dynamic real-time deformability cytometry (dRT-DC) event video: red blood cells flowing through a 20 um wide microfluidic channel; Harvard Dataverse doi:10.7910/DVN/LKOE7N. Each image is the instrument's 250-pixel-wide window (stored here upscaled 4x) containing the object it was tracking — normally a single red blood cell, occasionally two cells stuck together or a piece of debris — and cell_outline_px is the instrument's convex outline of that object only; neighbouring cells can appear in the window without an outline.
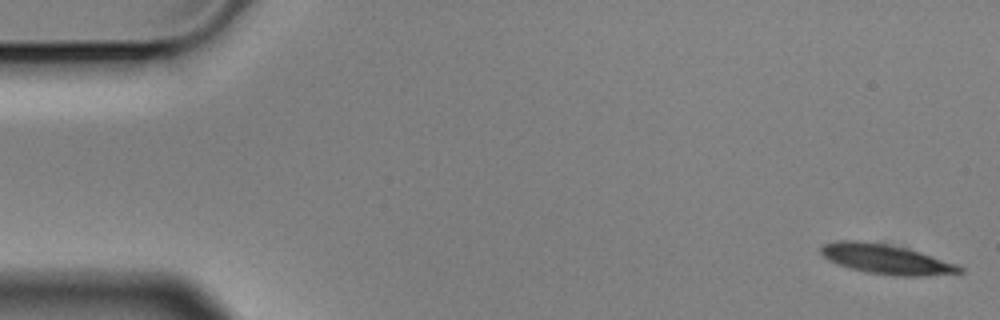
{"species": "Egyptian fruit bat (a non-hibernating species)", "species_latin": "Rousettus aegyptiacus", "temperature_condition": "cold", "stored_images_in_passage": 5, "camera_frame_rate_fps": 3000, "um_per_image_px": 0.085, "animal": {"sex": "male"}, "frame": {"image": 1, "passage_image": 1, "time_ms": 0.0, "image_size_px": [1000, 320], "cell_outline_px": [[964, 272], [928, 276], [896, 276], [864, 272], [848, 268], [836, 264], [828, 260], [820, 252], [820, 248], [824, 244], [836, 240], [856, 240], [888, 244], [920, 252], [956, 264], [964, 268]], "centroid_in_image_um": [75.29, 22.04], "position_along_channel_um": 9.7, "area_um2": 24.1}}